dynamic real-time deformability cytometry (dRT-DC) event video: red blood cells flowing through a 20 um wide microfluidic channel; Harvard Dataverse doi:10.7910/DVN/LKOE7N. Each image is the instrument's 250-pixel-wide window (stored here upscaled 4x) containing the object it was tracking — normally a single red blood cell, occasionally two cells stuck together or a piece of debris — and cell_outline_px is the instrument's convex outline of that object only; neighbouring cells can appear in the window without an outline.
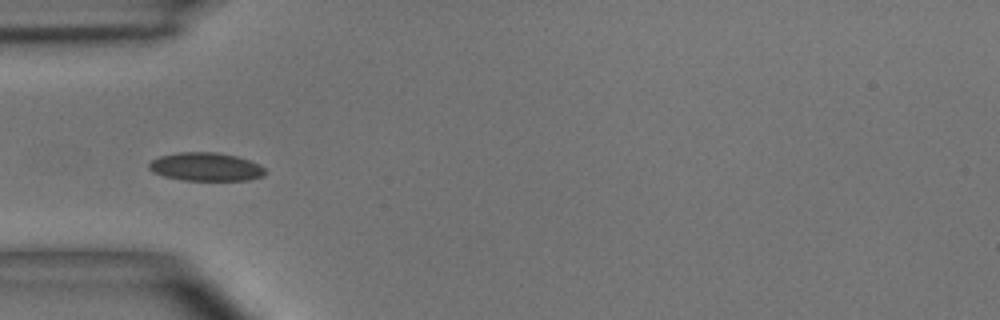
{"species": "common noctule bat (a hibernating species)", "species_latin": "Nyctalus noctula", "temperature_condition": "room temperature", "stored_images_in_passage": 6, "camera_frame_rate_fps": 3000, "um_per_image_px": 0.085, "animal": {"sex": "male", "body_mass_g": 15.6}, "frame": {"image": 1, "passage_image": 5, "time_ms": 5.333, "image_size_px": [1000, 320], "cell_outline_px": [[268, 172], [264, 176], [248, 180], [184, 180], [164, 176], [152, 172], [148, 168], [148, 164], [152, 160], [160, 156], [180, 152], [216, 152], [236, 156], [260, 164]], "centroid_in_image_um": [17.51, 14.18], "position_along_channel_um": 67.5, "area_um2": 19.25}}
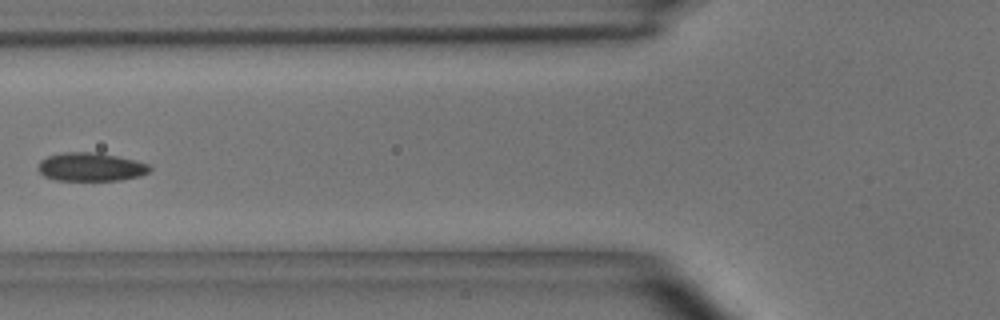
{"frame": {"image": 2, "passage_image": 6, "time_ms": 6.667, "image_size_px": [1000, 320], "cell_outline_px": [[152, 168], [148, 172], [140, 176], [120, 180], [56, 180], [44, 176], [36, 168], [40, 160], [48, 156], [64, 152], [96, 152], [116, 156], [148, 164]], "centroid_in_image_um": [7.68, 14.19], "position_along_channel_um": 118.1, "area_um2": 18.44}}